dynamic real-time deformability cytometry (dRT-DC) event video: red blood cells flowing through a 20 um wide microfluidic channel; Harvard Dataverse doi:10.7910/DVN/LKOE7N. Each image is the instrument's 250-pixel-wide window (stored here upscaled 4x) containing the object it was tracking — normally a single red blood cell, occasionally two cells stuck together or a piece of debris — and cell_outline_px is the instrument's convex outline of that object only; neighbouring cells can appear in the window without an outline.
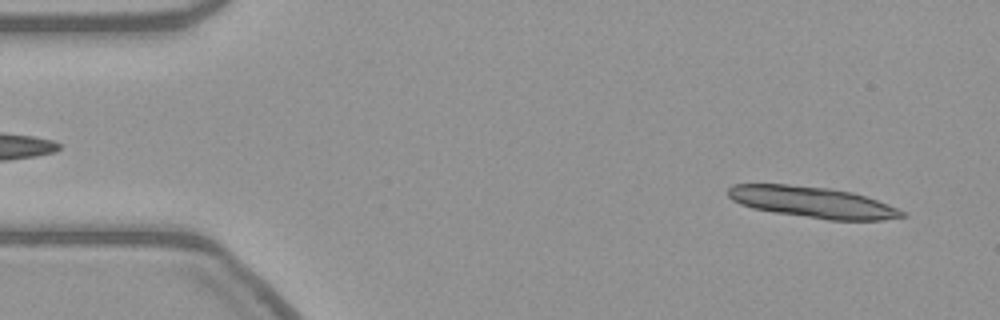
{"species": "common noctule bat (a hibernating species)", "species_latin": "Nyctalus noctula", "temperature_condition": "warm", "stored_images_in_passage": 14, "camera_frame_rate_fps": 3000, "um_per_image_px": 0.085, "animal": {"sex": "female", "body_mass_g": 21.9}, "frame": {"image": 1, "passage_image": 3, "time_ms": 0.667, "image_size_px": [1000, 320], "cell_outline_px": [[908, 216], [880, 220], [828, 220], [776, 212], [752, 208], [740, 204], [732, 200], [728, 196], [728, 188], [732, 184], [788, 184], [828, 188], [852, 192], [876, 200], [896, 208], [904, 212]], "centroid_in_image_um": [69.03, 17.18], "position_along_channel_um": 16.0, "area_um2": 31.27}}